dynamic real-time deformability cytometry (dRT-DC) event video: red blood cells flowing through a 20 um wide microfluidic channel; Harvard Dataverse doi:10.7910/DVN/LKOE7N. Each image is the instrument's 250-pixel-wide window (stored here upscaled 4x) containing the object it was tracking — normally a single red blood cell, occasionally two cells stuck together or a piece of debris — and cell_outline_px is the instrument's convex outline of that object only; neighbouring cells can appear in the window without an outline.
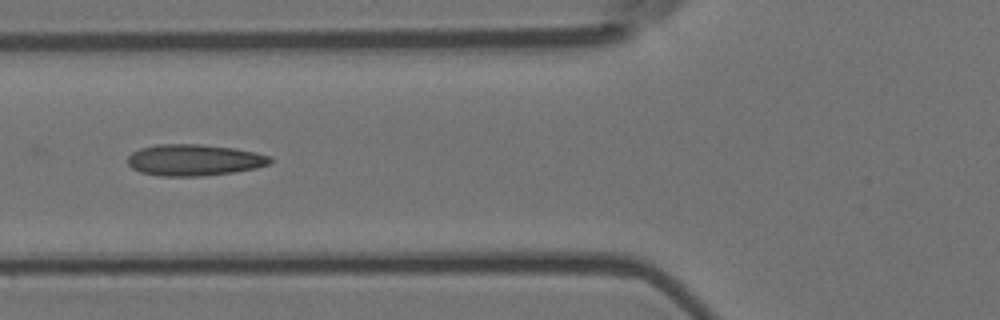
{"species": "Egyptian fruit bat (a non-hibernating species)", "species_latin": "Rousettus aegyptiacus", "temperature_condition": "room temperature", "stored_images_in_passage": 8, "camera_frame_rate_fps": 3000, "um_per_image_px": 0.085, "animal": {"sex": "female"}, "frame": {"image": 1, "passage_image": 6, "time_ms": 1.667, "image_size_px": [1000, 320], "cell_outline_px": [[272, 160], [268, 164], [256, 168], [232, 172], [200, 176], [160, 176], [140, 172], [132, 168], [128, 164], [128, 156], [132, 152], [140, 148], [156, 144], [200, 144], [236, 148], [256, 152], [272, 156]], "centroid_in_image_um": [16.5, 13.59], "position_along_channel_um": 109.3, "area_um2": 26.18}}
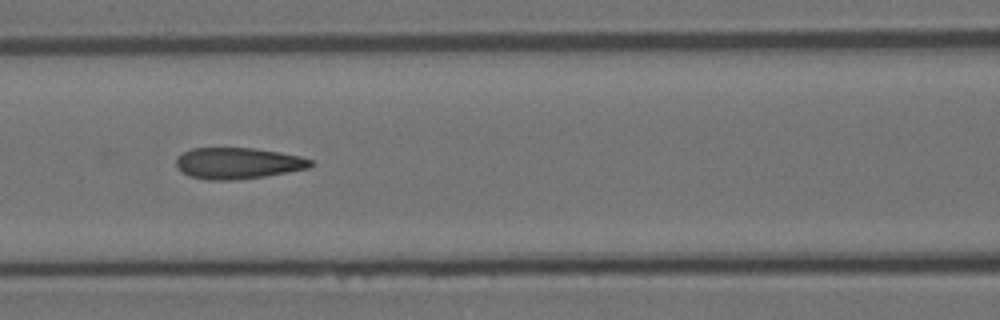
{"frame": {"image": 2, "passage_image": 7, "time_ms": 2.0, "image_size_px": [1000, 320], "cell_outline_px": [[316, 164], [308, 168], [264, 176], [236, 180], [208, 180], [188, 176], [180, 172], [176, 168], [176, 156], [192, 148], [252, 148], [280, 152], [300, 156], [316, 160]], "centroid_in_image_um": [20.21, 13.88], "position_along_channel_um": 146.4, "area_um2": 24.8}}
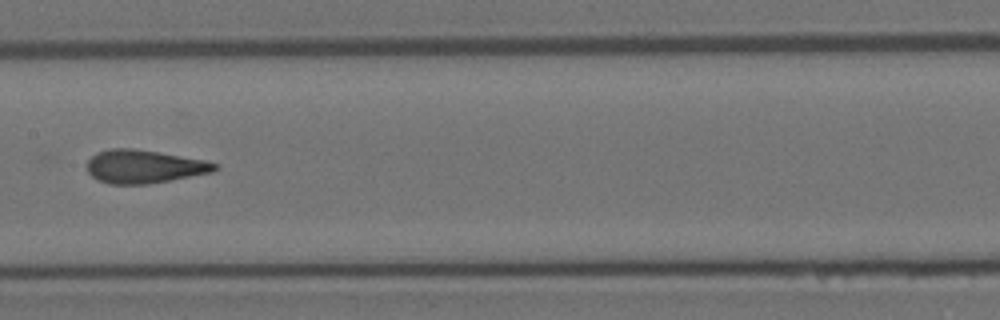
{"frame": {"image": 3, "passage_image": 8, "time_ms": 2.333, "image_size_px": [1000, 320], "cell_outline_px": [[220, 168], [212, 172], [148, 184], [108, 184], [96, 180], [88, 172], [88, 160], [96, 152], [112, 148], [132, 148], [204, 160], [220, 164]], "centroid_in_image_um": [12.24, 14.16], "position_along_channel_um": 195.2, "area_um2": 24.68}}